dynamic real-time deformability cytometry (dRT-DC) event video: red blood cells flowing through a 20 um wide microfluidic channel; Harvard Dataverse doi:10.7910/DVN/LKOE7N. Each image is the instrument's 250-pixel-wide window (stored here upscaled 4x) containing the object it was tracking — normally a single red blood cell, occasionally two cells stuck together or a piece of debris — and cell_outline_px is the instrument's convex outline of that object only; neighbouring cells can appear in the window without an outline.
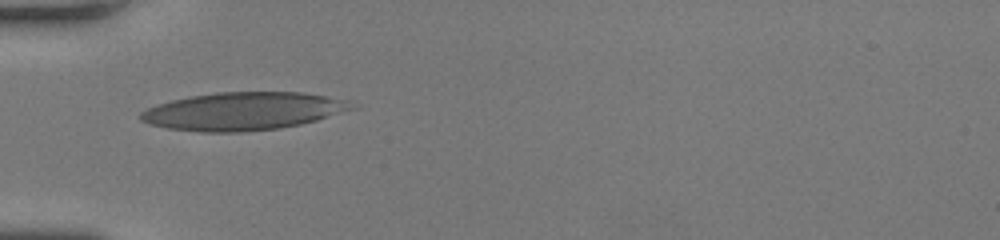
{"species": "human", "species_latin": "Homo sapiens", "temperature_condition": "room temperature", "stored_images_in_passage": 33, "camera_frame_rate_fps": 3000, "um_per_image_px": 0.085, "donor": {"sex": "female"}, "frame": {"image": 1, "passage_image": 1, "time_ms": 0.0, "image_size_px": [1000, 240], "cell_outline_px": [[360, 108], [316, 120], [300, 124], [280, 128], [240, 132], [200, 132], [168, 128], [148, 124], [140, 120], [140, 112], [156, 104], [172, 100], [192, 96], [216, 92], [300, 92], [348, 100]], "centroid_in_image_um": [20.68, 9.45], "position_along_channel_um": 64.3, "area_um2": 46.7}}
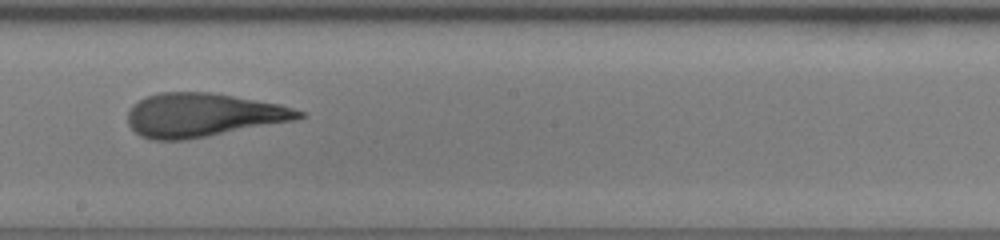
{"frame": {"image": 2, "passage_image": 13, "time_ms": 4.0, "image_size_px": [1000, 240], "cell_outline_px": [[308, 116], [296, 120], [184, 140], [152, 140], [140, 136], [128, 124], [128, 112], [140, 100], [148, 96], [160, 92], [208, 92], [280, 104], [304, 112]], "centroid_in_image_um": [17.26, 9.78], "position_along_channel_um": 230.9, "area_um2": 43.12}}
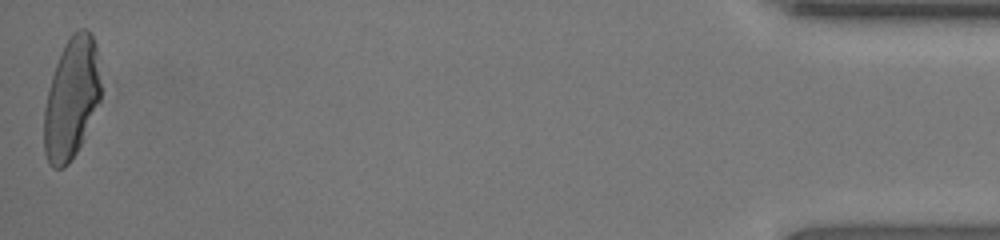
{"frame": {"image": 3, "passage_image": 33, "time_ms": 10.667, "image_size_px": [1000, 240], "cell_outline_px": [[100, 100], [80, 144], [76, 152], [68, 164], [64, 168], [52, 168], [48, 164], [44, 152], [44, 108], [48, 88], [60, 52], [64, 44], [72, 32], [80, 28], [84, 28], [92, 36], [96, 44], [100, 56]], "centroid_in_image_um": [6.07, 8.33], "position_along_channel_um": 429.1, "area_um2": 40.29}, "authors_computed_cell_mechanics": {"area_um2": 43.1188, "velocity_mm_per_s": 4.2901, "shape_relaxation_time_tau1_ms": 5.6524, "shape_relaxation_time_tau2_ms": 1.1773, "deformation_change_tau1": 0.2501, "deformation_change_tau2": 0.0985}}